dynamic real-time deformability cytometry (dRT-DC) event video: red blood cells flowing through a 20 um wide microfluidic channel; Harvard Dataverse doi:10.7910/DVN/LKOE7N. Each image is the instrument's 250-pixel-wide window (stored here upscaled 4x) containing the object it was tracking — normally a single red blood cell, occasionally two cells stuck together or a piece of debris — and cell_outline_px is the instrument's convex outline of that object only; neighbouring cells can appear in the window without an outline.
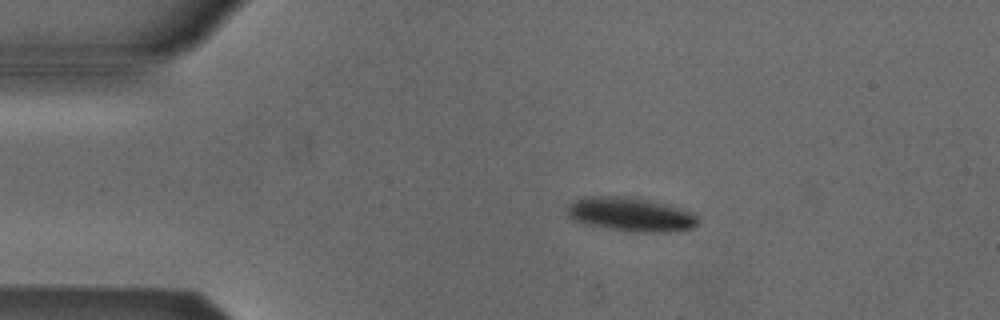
{"species": "Egyptian fruit bat (a non-hibernating species)", "species_latin": "Rousettus aegyptiacus", "temperature_condition": "cold", "stored_images_in_passage": 3, "camera_frame_rate_fps": 3000, "um_per_image_px": 0.085, "animal": {"sex": "male"}, "frame": {"image": 1, "passage_image": 1, "time_ms": 0.0, "image_size_px": [1000, 320], "cell_outline_px": [[696, 224], [692, 228], [668, 232], [640, 232], [608, 228], [584, 224], [572, 220], [568, 216], [564, 208], [568, 204], [584, 196], [624, 196], [648, 200], [668, 204], [696, 212]], "centroid_in_image_um": [53.57, 18.21], "position_along_channel_um": 31.4, "area_um2": 26.07}}
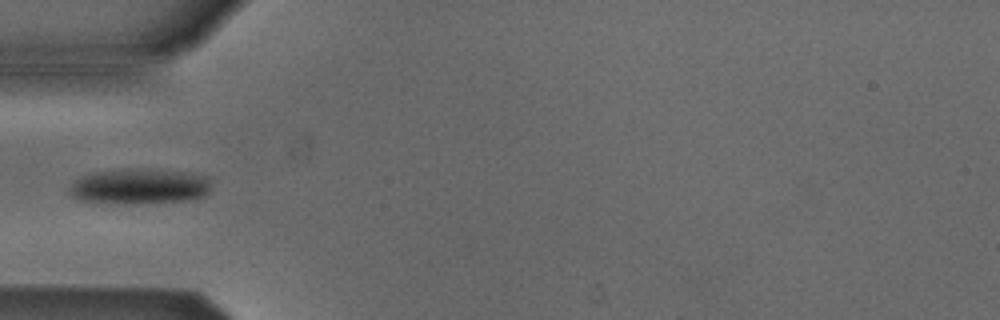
{"frame": {"image": 2, "passage_image": 3, "time_ms": 2.333, "image_size_px": [1000, 320], "cell_outline_px": [[208, 192], [204, 196], [196, 200], [136, 204], [124, 204], [76, 200], [68, 192], [68, 188], [80, 176], [92, 172], [128, 168], [144, 168], [196, 172], [208, 176]], "centroid_in_image_um": [11.87, 15.83], "position_along_channel_um": 73.1, "area_um2": 30.23}}